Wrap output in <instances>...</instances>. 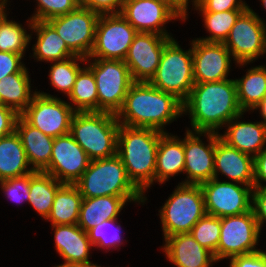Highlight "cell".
I'll list each match as a JSON object with an SVG mask.
<instances>
[{"label": "cell", "instance_id": "6da1fadb", "mask_svg": "<svg viewBox=\"0 0 266 267\" xmlns=\"http://www.w3.org/2000/svg\"><path fill=\"white\" fill-rule=\"evenodd\" d=\"M182 106L184 114L189 112L194 132L219 133V128L243 113L234 79L195 83Z\"/></svg>", "mask_w": 266, "mask_h": 267}, {"label": "cell", "instance_id": "7a4b0ae2", "mask_svg": "<svg viewBox=\"0 0 266 267\" xmlns=\"http://www.w3.org/2000/svg\"><path fill=\"white\" fill-rule=\"evenodd\" d=\"M181 115L182 102L173 94L159 90L149 82H134L116 118L120 125L165 132V125Z\"/></svg>", "mask_w": 266, "mask_h": 267}, {"label": "cell", "instance_id": "3957f363", "mask_svg": "<svg viewBox=\"0 0 266 267\" xmlns=\"http://www.w3.org/2000/svg\"><path fill=\"white\" fill-rule=\"evenodd\" d=\"M164 132L153 128L120 125L117 155L128 178L144 194L155 181L156 157L160 137Z\"/></svg>", "mask_w": 266, "mask_h": 267}, {"label": "cell", "instance_id": "277c9868", "mask_svg": "<svg viewBox=\"0 0 266 267\" xmlns=\"http://www.w3.org/2000/svg\"><path fill=\"white\" fill-rule=\"evenodd\" d=\"M83 198L101 196L124 197L128 202L145 203L147 198L128 178L126 168L116 154L91 160L88 168L75 183Z\"/></svg>", "mask_w": 266, "mask_h": 267}, {"label": "cell", "instance_id": "5b68a950", "mask_svg": "<svg viewBox=\"0 0 266 267\" xmlns=\"http://www.w3.org/2000/svg\"><path fill=\"white\" fill-rule=\"evenodd\" d=\"M120 124L116 114L109 112H75L70 134L87 153L90 160L109 158L117 154Z\"/></svg>", "mask_w": 266, "mask_h": 267}, {"label": "cell", "instance_id": "8992f818", "mask_svg": "<svg viewBox=\"0 0 266 267\" xmlns=\"http://www.w3.org/2000/svg\"><path fill=\"white\" fill-rule=\"evenodd\" d=\"M172 193L159 210L164 239L179 233H190L206 214L200 185L179 183Z\"/></svg>", "mask_w": 266, "mask_h": 267}, {"label": "cell", "instance_id": "52a82bcc", "mask_svg": "<svg viewBox=\"0 0 266 267\" xmlns=\"http://www.w3.org/2000/svg\"><path fill=\"white\" fill-rule=\"evenodd\" d=\"M191 49L184 51L172 37L164 46L160 63L149 83L173 94L182 103L188 98L195 81Z\"/></svg>", "mask_w": 266, "mask_h": 267}, {"label": "cell", "instance_id": "ba28073f", "mask_svg": "<svg viewBox=\"0 0 266 267\" xmlns=\"http://www.w3.org/2000/svg\"><path fill=\"white\" fill-rule=\"evenodd\" d=\"M93 60L87 67L93 72L96 80L98 112L117 114L134 83L129 68L123 60Z\"/></svg>", "mask_w": 266, "mask_h": 267}, {"label": "cell", "instance_id": "9c48e42d", "mask_svg": "<svg viewBox=\"0 0 266 267\" xmlns=\"http://www.w3.org/2000/svg\"><path fill=\"white\" fill-rule=\"evenodd\" d=\"M224 45L240 66L266 53V24L249 6L233 25Z\"/></svg>", "mask_w": 266, "mask_h": 267}, {"label": "cell", "instance_id": "30bf717a", "mask_svg": "<svg viewBox=\"0 0 266 267\" xmlns=\"http://www.w3.org/2000/svg\"><path fill=\"white\" fill-rule=\"evenodd\" d=\"M74 113L68 102L49 93L36 91L20 116L44 134L56 138L70 133Z\"/></svg>", "mask_w": 266, "mask_h": 267}, {"label": "cell", "instance_id": "8fae6325", "mask_svg": "<svg viewBox=\"0 0 266 267\" xmlns=\"http://www.w3.org/2000/svg\"><path fill=\"white\" fill-rule=\"evenodd\" d=\"M137 33L121 13L100 15L95 29L94 46L86 63L91 59L124 61Z\"/></svg>", "mask_w": 266, "mask_h": 267}, {"label": "cell", "instance_id": "7c38bea8", "mask_svg": "<svg viewBox=\"0 0 266 267\" xmlns=\"http://www.w3.org/2000/svg\"><path fill=\"white\" fill-rule=\"evenodd\" d=\"M260 227L253 210L221 218L220 240L217 246V262L237 255L259 251Z\"/></svg>", "mask_w": 266, "mask_h": 267}, {"label": "cell", "instance_id": "4fadbf2b", "mask_svg": "<svg viewBox=\"0 0 266 267\" xmlns=\"http://www.w3.org/2000/svg\"><path fill=\"white\" fill-rule=\"evenodd\" d=\"M99 16L98 13L79 6L74 11L54 17L47 22L56 30L74 55L87 59L94 46Z\"/></svg>", "mask_w": 266, "mask_h": 267}, {"label": "cell", "instance_id": "5bb4252c", "mask_svg": "<svg viewBox=\"0 0 266 267\" xmlns=\"http://www.w3.org/2000/svg\"><path fill=\"white\" fill-rule=\"evenodd\" d=\"M200 187L204 195L206 214L222 218L252 210L254 187L231 181L221 182L215 178L200 184Z\"/></svg>", "mask_w": 266, "mask_h": 267}, {"label": "cell", "instance_id": "9a60e30c", "mask_svg": "<svg viewBox=\"0 0 266 267\" xmlns=\"http://www.w3.org/2000/svg\"><path fill=\"white\" fill-rule=\"evenodd\" d=\"M90 159L69 133L54 138L49 165L42 171L63 184H75L88 168Z\"/></svg>", "mask_w": 266, "mask_h": 267}, {"label": "cell", "instance_id": "2e32d148", "mask_svg": "<svg viewBox=\"0 0 266 267\" xmlns=\"http://www.w3.org/2000/svg\"><path fill=\"white\" fill-rule=\"evenodd\" d=\"M172 37L138 32L124 59L134 82H149L155 75L165 44Z\"/></svg>", "mask_w": 266, "mask_h": 267}, {"label": "cell", "instance_id": "e0dca14e", "mask_svg": "<svg viewBox=\"0 0 266 267\" xmlns=\"http://www.w3.org/2000/svg\"><path fill=\"white\" fill-rule=\"evenodd\" d=\"M184 138L185 167L184 174L188 176L184 184H202L214 178V132H194L186 130ZM205 136L208 144L200 139ZM206 144V145H205Z\"/></svg>", "mask_w": 266, "mask_h": 267}, {"label": "cell", "instance_id": "ac0fdd59", "mask_svg": "<svg viewBox=\"0 0 266 267\" xmlns=\"http://www.w3.org/2000/svg\"><path fill=\"white\" fill-rule=\"evenodd\" d=\"M193 77L195 83L226 80L232 55L224 43L192 40ZM231 58V59H230Z\"/></svg>", "mask_w": 266, "mask_h": 267}, {"label": "cell", "instance_id": "d6986e66", "mask_svg": "<svg viewBox=\"0 0 266 267\" xmlns=\"http://www.w3.org/2000/svg\"><path fill=\"white\" fill-rule=\"evenodd\" d=\"M120 13L137 32L156 33L166 37L171 35L165 30V24L181 19L166 1L158 0H125Z\"/></svg>", "mask_w": 266, "mask_h": 267}, {"label": "cell", "instance_id": "ffe728a7", "mask_svg": "<svg viewBox=\"0 0 266 267\" xmlns=\"http://www.w3.org/2000/svg\"><path fill=\"white\" fill-rule=\"evenodd\" d=\"M227 176L232 182L253 187L254 157L230 147L215 133L214 178L218 173Z\"/></svg>", "mask_w": 266, "mask_h": 267}, {"label": "cell", "instance_id": "44dd1931", "mask_svg": "<svg viewBox=\"0 0 266 267\" xmlns=\"http://www.w3.org/2000/svg\"><path fill=\"white\" fill-rule=\"evenodd\" d=\"M163 252L176 267H210L214 254L201 246L191 233H179L164 239Z\"/></svg>", "mask_w": 266, "mask_h": 267}, {"label": "cell", "instance_id": "7402d4cb", "mask_svg": "<svg viewBox=\"0 0 266 267\" xmlns=\"http://www.w3.org/2000/svg\"><path fill=\"white\" fill-rule=\"evenodd\" d=\"M232 118L225 127V133L219 137L230 147L253 157L266 147V125L260 122H241L242 115ZM239 120V121H238Z\"/></svg>", "mask_w": 266, "mask_h": 267}, {"label": "cell", "instance_id": "603a6c76", "mask_svg": "<svg viewBox=\"0 0 266 267\" xmlns=\"http://www.w3.org/2000/svg\"><path fill=\"white\" fill-rule=\"evenodd\" d=\"M54 230L55 249L64 259L63 264L54 267L67 266L89 261V250L94 247L85 232L77 224L52 225Z\"/></svg>", "mask_w": 266, "mask_h": 267}, {"label": "cell", "instance_id": "cb8c5ba5", "mask_svg": "<svg viewBox=\"0 0 266 267\" xmlns=\"http://www.w3.org/2000/svg\"><path fill=\"white\" fill-rule=\"evenodd\" d=\"M20 136L29 164L34 171H43L50 163L54 138L28 124L21 116L16 130Z\"/></svg>", "mask_w": 266, "mask_h": 267}, {"label": "cell", "instance_id": "d4e9b609", "mask_svg": "<svg viewBox=\"0 0 266 267\" xmlns=\"http://www.w3.org/2000/svg\"><path fill=\"white\" fill-rule=\"evenodd\" d=\"M185 167V152L184 138L179 139L173 134L164 132L158 144L155 182L163 184L168 181L171 176H175L184 172Z\"/></svg>", "mask_w": 266, "mask_h": 267}, {"label": "cell", "instance_id": "484cf974", "mask_svg": "<svg viewBox=\"0 0 266 267\" xmlns=\"http://www.w3.org/2000/svg\"><path fill=\"white\" fill-rule=\"evenodd\" d=\"M30 30L36 33L37 42L33 45V57L37 61H62L75 56L67 47L64 40L47 21H32L28 19ZM34 31V32H33Z\"/></svg>", "mask_w": 266, "mask_h": 267}, {"label": "cell", "instance_id": "4316f807", "mask_svg": "<svg viewBox=\"0 0 266 267\" xmlns=\"http://www.w3.org/2000/svg\"><path fill=\"white\" fill-rule=\"evenodd\" d=\"M127 202L116 196L83 198L77 225L87 232L105 220L117 219Z\"/></svg>", "mask_w": 266, "mask_h": 267}, {"label": "cell", "instance_id": "83f0119b", "mask_svg": "<svg viewBox=\"0 0 266 267\" xmlns=\"http://www.w3.org/2000/svg\"><path fill=\"white\" fill-rule=\"evenodd\" d=\"M16 131L0 137V181L34 172Z\"/></svg>", "mask_w": 266, "mask_h": 267}, {"label": "cell", "instance_id": "f1b7e54d", "mask_svg": "<svg viewBox=\"0 0 266 267\" xmlns=\"http://www.w3.org/2000/svg\"><path fill=\"white\" fill-rule=\"evenodd\" d=\"M30 80L26 67L18 73L0 79V104L13 109L20 115L31 103L36 93V91H31Z\"/></svg>", "mask_w": 266, "mask_h": 267}, {"label": "cell", "instance_id": "f546056e", "mask_svg": "<svg viewBox=\"0 0 266 267\" xmlns=\"http://www.w3.org/2000/svg\"><path fill=\"white\" fill-rule=\"evenodd\" d=\"M82 195L75 184H63L56 192L47 217L51 225L78 224Z\"/></svg>", "mask_w": 266, "mask_h": 267}, {"label": "cell", "instance_id": "4dcf8cb0", "mask_svg": "<svg viewBox=\"0 0 266 267\" xmlns=\"http://www.w3.org/2000/svg\"><path fill=\"white\" fill-rule=\"evenodd\" d=\"M63 183L57 181L52 175L42 171L30 173L29 204L43 219L49 216L54 197Z\"/></svg>", "mask_w": 266, "mask_h": 267}, {"label": "cell", "instance_id": "1f68e13d", "mask_svg": "<svg viewBox=\"0 0 266 267\" xmlns=\"http://www.w3.org/2000/svg\"><path fill=\"white\" fill-rule=\"evenodd\" d=\"M240 79H235L237 99L243 112L251 111L266 94V66H255Z\"/></svg>", "mask_w": 266, "mask_h": 267}, {"label": "cell", "instance_id": "d6a6232c", "mask_svg": "<svg viewBox=\"0 0 266 267\" xmlns=\"http://www.w3.org/2000/svg\"><path fill=\"white\" fill-rule=\"evenodd\" d=\"M67 97L73 102L69 104L75 112H98L96 80L88 67H83L79 71Z\"/></svg>", "mask_w": 266, "mask_h": 267}, {"label": "cell", "instance_id": "836d02e7", "mask_svg": "<svg viewBox=\"0 0 266 267\" xmlns=\"http://www.w3.org/2000/svg\"><path fill=\"white\" fill-rule=\"evenodd\" d=\"M244 11L245 10L201 12L204 18V27L209 31L210 35L206 38L197 39L205 42L224 43L233 25Z\"/></svg>", "mask_w": 266, "mask_h": 267}, {"label": "cell", "instance_id": "e575fe53", "mask_svg": "<svg viewBox=\"0 0 266 267\" xmlns=\"http://www.w3.org/2000/svg\"><path fill=\"white\" fill-rule=\"evenodd\" d=\"M78 61L84 63L86 58L75 55L62 61H54L50 67V84L67 96L74 86L77 74L82 69Z\"/></svg>", "mask_w": 266, "mask_h": 267}, {"label": "cell", "instance_id": "d590c367", "mask_svg": "<svg viewBox=\"0 0 266 267\" xmlns=\"http://www.w3.org/2000/svg\"><path fill=\"white\" fill-rule=\"evenodd\" d=\"M32 35L22 25L7 18L0 27V51L17 53L24 57Z\"/></svg>", "mask_w": 266, "mask_h": 267}, {"label": "cell", "instance_id": "8d00e7d4", "mask_svg": "<svg viewBox=\"0 0 266 267\" xmlns=\"http://www.w3.org/2000/svg\"><path fill=\"white\" fill-rule=\"evenodd\" d=\"M221 218L205 214L193 227L191 234L203 247L214 254L217 261V246L220 240Z\"/></svg>", "mask_w": 266, "mask_h": 267}, {"label": "cell", "instance_id": "74e56055", "mask_svg": "<svg viewBox=\"0 0 266 267\" xmlns=\"http://www.w3.org/2000/svg\"><path fill=\"white\" fill-rule=\"evenodd\" d=\"M120 227L121 225L118 224L117 219L105 220L104 222L88 230L87 235L94 247L107 250L109 249L110 251L111 248L115 249L123 244V237H121ZM111 232L113 234H111Z\"/></svg>", "mask_w": 266, "mask_h": 267}, {"label": "cell", "instance_id": "f35d334b", "mask_svg": "<svg viewBox=\"0 0 266 267\" xmlns=\"http://www.w3.org/2000/svg\"><path fill=\"white\" fill-rule=\"evenodd\" d=\"M37 8L30 17L32 21H48L54 17L65 15L79 7L75 0H36Z\"/></svg>", "mask_w": 266, "mask_h": 267}, {"label": "cell", "instance_id": "ab89813d", "mask_svg": "<svg viewBox=\"0 0 266 267\" xmlns=\"http://www.w3.org/2000/svg\"><path fill=\"white\" fill-rule=\"evenodd\" d=\"M1 190L4 195L12 201L20 204L21 202H29L30 173L9 178L0 181Z\"/></svg>", "mask_w": 266, "mask_h": 267}, {"label": "cell", "instance_id": "60d3db41", "mask_svg": "<svg viewBox=\"0 0 266 267\" xmlns=\"http://www.w3.org/2000/svg\"><path fill=\"white\" fill-rule=\"evenodd\" d=\"M248 7L242 0H198V5L194 9L199 12H223L246 10Z\"/></svg>", "mask_w": 266, "mask_h": 267}, {"label": "cell", "instance_id": "b9f144b4", "mask_svg": "<svg viewBox=\"0 0 266 267\" xmlns=\"http://www.w3.org/2000/svg\"><path fill=\"white\" fill-rule=\"evenodd\" d=\"M23 56L12 52L0 51V79L20 72L25 66L21 62Z\"/></svg>", "mask_w": 266, "mask_h": 267}, {"label": "cell", "instance_id": "7bdbcfd3", "mask_svg": "<svg viewBox=\"0 0 266 267\" xmlns=\"http://www.w3.org/2000/svg\"><path fill=\"white\" fill-rule=\"evenodd\" d=\"M125 0H85L82 5L99 15L120 13Z\"/></svg>", "mask_w": 266, "mask_h": 267}, {"label": "cell", "instance_id": "ee69618b", "mask_svg": "<svg viewBox=\"0 0 266 267\" xmlns=\"http://www.w3.org/2000/svg\"><path fill=\"white\" fill-rule=\"evenodd\" d=\"M229 259V267H266V252L263 250L245 255H237Z\"/></svg>", "mask_w": 266, "mask_h": 267}, {"label": "cell", "instance_id": "f6af8a7d", "mask_svg": "<svg viewBox=\"0 0 266 267\" xmlns=\"http://www.w3.org/2000/svg\"><path fill=\"white\" fill-rule=\"evenodd\" d=\"M252 210L260 230H262L264 222L266 223V187L253 188Z\"/></svg>", "mask_w": 266, "mask_h": 267}, {"label": "cell", "instance_id": "bcb514c9", "mask_svg": "<svg viewBox=\"0 0 266 267\" xmlns=\"http://www.w3.org/2000/svg\"><path fill=\"white\" fill-rule=\"evenodd\" d=\"M19 116L13 109L0 104V137L9 135L16 130Z\"/></svg>", "mask_w": 266, "mask_h": 267}, {"label": "cell", "instance_id": "7dc6e473", "mask_svg": "<svg viewBox=\"0 0 266 267\" xmlns=\"http://www.w3.org/2000/svg\"><path fill=\"white\" fill-rule=\"evenodd\" d=\"M266 182V147L254 157V188H265Z\"/></svg>", "mask_w": 266, "mask_h": 267}, {"label": "cell", "instance_id": "c3c4849f", "mask_svg": "<svg viewBox=\"0 0 266 267\" xmlns=\"http://www.w3.org/2000/svg\"><path fill=\"white\" fill-rule=\"evenodd\" d=\"M166 3L175 11V13L181 18V20L185 21L187 19V9L188 3L190 0H165ZM192 5L196 8L198 5V0H192Z\"/></svg>", "mask_w": 266, "mask_h": 267}, {"label": "cell", "instance_id": "681fc988", "mask_svg": "<svg viewBox=\"0 0 266 267\" xmlns=\"http://www.w3.org/2000/svg\"><path fill=\"white\" fill-rule=\"evenodd\" d=\"M259 109V113L261 115V117L263 118V121H261L263 124L266 125V94L263 97V100L258 103L254 108H252V110H258Z\"/></svg>", "mask_w": 266, "mask_h": 267}, {"label": "cell", "instance_id": "f907efd6", "mask_svg": "<svg viewBox=\"0 0 266 267\" xmlns=\"http://www.w3.org/2000/svg\"><path fill=\"white\" fill-rule=\"evenodd\" d=\"M61 267H101L97 264L90 262H86V263H75V264H70L67 266H61Z\"/></svg>", "mask_w": 266, "mask_h": 267}, {"label": "cell", "instance_id": "816d5d0a", "mask_svg": "<svg viewBox=\"0 0 266 267\" xmlns=\"http://www.w3.org/2000/svg\"><path fill=\"white\" fill-rule=\"evenodd\" d=\"M7 8L4 6H0V27L2 25V23L7 19L8 17V13L6 14Z\"/></svg>", "mask_w": 266, "mask_h": 267}, {"label": "cell", "instance_id": "f5cc1de1", "mask_svg": "<svg viewBox=\"0 0 266 267\" xmlns=\"http://www.w3.org/2000/svg\"><path fill=\"white\" fill-rule=\"evenodd\" d=\"M8 0H0V6L6 7Z\"/></svg>", "mask_w": 266, "mask_h": 267}, {"label": "cell", "instance_id": "db71d44e", "mask_svg": "<svg viewBox=\"0 0 266 267\" xmlns=\"http://www.w3.org/2000/svg\"><path fill=\"white\" fill-rule=\"evenodd\" d=\"M75 2L79 5L82 6L85 3V0H75Z\"/></svg>", "mask_w": 266, "mask_h": 267}, {"label": "cell", "instance_id": "11a10c76", "mask_svg": "<svg viewBox=\"0 0 266 267\" xmlns=\"http://www.w3.org/2000/svg\"><path fill=\"white\" fill-rule=\"evenodd\" d=\"M261 4L263 5V8L266 10V0H261Z\"/></svg>", "mask_w": 266, "mask_h": 267}]
</instances>
